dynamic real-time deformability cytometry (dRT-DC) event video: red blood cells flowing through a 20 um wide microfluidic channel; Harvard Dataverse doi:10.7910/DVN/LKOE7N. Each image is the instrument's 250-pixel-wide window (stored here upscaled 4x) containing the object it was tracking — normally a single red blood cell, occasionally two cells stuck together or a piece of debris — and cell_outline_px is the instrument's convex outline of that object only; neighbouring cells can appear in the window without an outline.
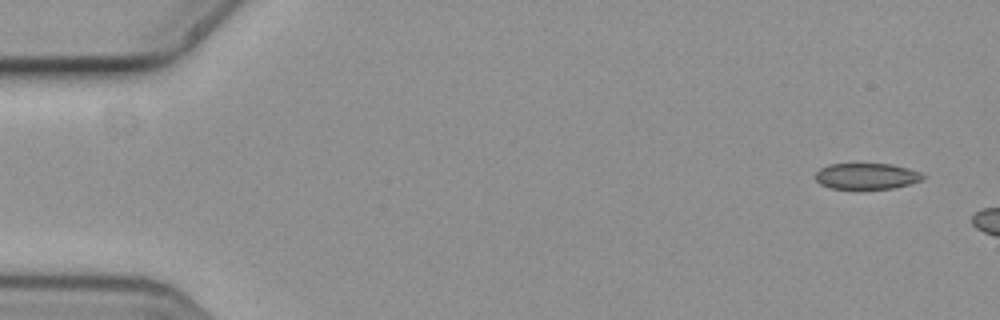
{"species": "common noctule bat (a hibernating species)", "species_latin": "Nyctalus noctula", "temperature_condition": "cold", "stored_images_in_passage": 3, "camera_frame_rate_fps": 3000, "um_per_image_px": 0.085, "animal": {"sex": "female", "body_mass_g": 19.3, "forearm_length_mm": 54.1}, "frame": {"image": 1, "passage_image": 1, "time_ms": 0.0, "image_size_px": [1000, 320], "cell_outline_px": [[924, 180], [892, 188], [832, 188], [820, 184], [816, 180], [816, 172], [820, 168], [828, 164], [892, 164], [908, 168], [920, 172], [924, 176]], "centroid_in_image_um": [73.66, 14.96], "position_along_channel_um": 11.3, "area_um2": 16.13}}